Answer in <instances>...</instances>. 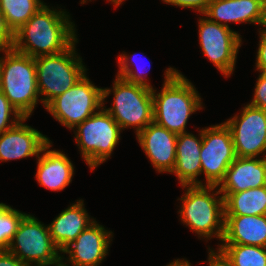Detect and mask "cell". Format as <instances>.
<instances>
[{
	"label": "cell",
	"instance_id": "obj_35",
	"mask_svg": "<svg viewBox=\"0 0 266 266\" xmlns=\"http://www.w3.org/2000/svg\"><path fill=\"white\" fill-rule=\"evenodd\" d=\"M263 28L261 31L266 33V3H265V7H264V18H263V23H262Z\"/></svg>",
	"mask_w": 266,
	"mask_h": 266
},
{
	"label": "cell",
	"instance_id": "obj_3",
	"mask_svg": "<svg viewBox=\"0 0 266 266\" xmlns=\"http://www.w3.org/2000/svg\"><path fill=\"white\" fill-rule=\"evenodd\" d=\"M0 90L23 118H29L40 101L34 58L16 50H1Z\"/></svg>",
	"mask_w": 266,
	"mask_h": 266
},
{
	"label": "cell",
	"instance_id": "obj_15",
	"mask_svg": "<svg viewBox=\"0 0 266 266\" xmlns=\"http://www.w3.org/2000/svg\"><path fill=\"white\" fill-rule=\"evenodd\" d=\"M22 118L14 127L0 134V161L38 157L42 148L50 141L48 137L24 124Z\"/></svg>",
	"mask_w": 266,
	"mask_h": 266
},
{
	"label": "cell",
	"instance_id": "obj_20",
	"mask_svg": "<svg viewBox=\"0 0 266 266\" xmlns=\"http://www.w3.org/2000/svg\"><path fill=\"white\" fill-rule=\"evenodd\" d=\"M222 244L266 247V215H224Z\"/></svg>",
	"mask_w": 266,
	"mask_h": 266
},
{
	"label": "cell",
	"instance_id": "obj_16",
	"mask_svg": "<svg viewBox=\"0 0 266 266\" xmlns=\"http://www.w3.org/2000/svg\"><path fill=\"white\" fill-rule=\"evenodd\" d=\"M218 186L220 193H237L266 186V155L261 159L236 157Z\"/></svg>",
	"mask_w": 266,
	"mask_h": 266
},
{
	"label": "cell",
	"instance_id": "obj_25",
	"mask_svg": "<svg viewBox=\"0 0 266 266\" xmlns=\"http://www.w3.org/2000/svg\"><path fill=\"white\" fill-rule=\"evenodd\" d=\"M11 206L0 203V250H6L18 230L21 220L26 216Z\"/></svg>",
	"mask_w": 266,
	"mask_h": 266
},
{
	"label": "cell",
	"instance_id": "obj_21",
	"mask_svg": "<svg viewBox=\"0 0 266 266\" xmlns=\"http://www.w3.org/2000/svg\"><path fill=\"white\" fill-rule=\"evenodd\" d=\"M83 203L81 199L70 205L48 225L52 241L60 252L95 221L90 219Z\"/></svg>",
	"mask_w": 266,
	"mask_h": 266
},
{
	"label": "cell",
	"instance_id": "obj_27",
	"mask_svg": "<svg viewBox=\"0 0 266 266\" xmlns=\"http://www.w3.org/2000/svg\"><path fill=\"white\" fill-rule=\"evenodd\" d=\"M12 114L14 118L10 121ZM22 118L20 113L10 104L7 97L0 90V134L14 127Z\"/></svg>",
	"mask_w": 266,
	"mask_h": 266
},
{
	"label": "cell",
	"instance_id": "obj_6",
	"mask_svg": "<svg viewBox=\"0 0 266 266\" xmlns=\"http://www.w3.org/2000/svg\"><path fill=\"white\" fill-rule=\"evenodd\" d=\"M112 88L113 90L103 88V105L105 98L113 91V107L105 110L122 130L134 127L137 135L149 123L153 122V89L130 83L118 76H116Z\"/></svg>",
	"mask_w": 266,
	"mask_h": 266
},
{
	"label": "cell",
	"instance_id": "obj_13",
	"mask_svg": "<svg viewBox=\"0 0 266 266\" xmlns=\"http://www.w3.org/2000/svg\"><path fill=\"white\" fill-rule=\"evenodd\" d=\"M112 235L94 221L61 252L69 254L67 261L73 266H99L108 253Z\"/></svg>",
	"mask_w": 266,
	"mask_h": 266
},
{
	"label": "cell",
	"instance_id": "obj_9",
	"mask_svg": "<svg viewBox=\"0 0 266 266\" xmlns=\"http://www.w3.org/2000/svg\"><path fill=\"white\" fill-rule=\"evenodd\" d=\"M103 107V88L92 84L85 74L63 94L54 98L47 111L62 125L74 129Z\"/></svg>",
	"mask_w": 266,
	"mask_h": 266
},
{
	"label": "cell",
	"instance_id": "obj_18",
	"mask_svg": "<svg viewBox=\"0 0 266 266\" xmlns=\"http://www.w3.org/2000/svg\"><path fill=\"white\" fill-rule=\"evenodd\" d=\"M51 143L49 141L42 148L44 153L37 157V173L35 177L40 186L52 191H61L72 181L75 167L64 153L50 150Z\"/></svg>",
	"mask_w": 266,
	"mask_h": 266
},
{
	"label": "cell",
	"instance_id": "obj_30",
	"mask_svg": "<svg viewBox=\"0 0 266 266\" xmlns=\"http://www.w3.org/2000/svg\"><path fill=\"white\" fill-rule=\"evenodd\" d=\"M167 4L176 5L182 8H192L203 14L211 0H162Z\"/></svg>",
	"mask_w": 266,
	"mask_h": 266
},
{
	"label": "cell",
	"instance_id": "obj_24",
	"mask_svg": "<svg viewBox=\"0 0 266 266\" xmlns=\"http://www.w3.org/2000/svg\"><path fill=\"white\" fill-rule=\"evenodd\" d=\"M220 245L219 248L234 266H266V247L240 244Z\"/></svg>",
	"mask_w": 266,
	"mask_h": 266
},
{
	"label": "cell",
	"instance_id": "obj_1",
	"mask_svg": "<svg viewBox=\"0 0 266 266\" xmlns=\"http://www.w3.org/2000/svg\"><path fill=\"white\" fill-rule=\"evenodd\" d=\"M51 9L42 6L14 32V50L35 58L60 53L78 40L67 12Z\"/></svg>",
	"mask_w": 266,
	"mask_h": 266
},
{
	"label": "cell",
	"instance_id": "obj_5",
	"mask_svg": "<svg viewBox=\"0 0 266 266\" xmlns=\"http://www.w3.org/2000/svg\"><path fill=\"white\" fill-rule=\"evenodd\" d=\"M77 42L76 40L60 53L34 58L37 87L44 107L73 87L86 74L87 69L82 63V58L75 53Z\"/></svg>",
	"mask_w": 266,
	"mask_h": 266
},
{
	"label": "cell",
	"instance_id": "obj_22",
	"mask_svg": "<svg viewBox=\"0 0 266 266\" xmlns=\"http://www.w3.org/2000/svg\"><path fill=\"white\" fill-rule=\"evenodd\" d=\"M221 194L224 215H266V186Z\"/></svg>",
	"mask_w": 266,
	"mask_h": 266
},
{
	"label": "cell",
	"instance_id": "obj_37",
	"mask_svg": "<svg viewBox=\"0 0 266 266\" xmlns=\"http://www.w3.org/2000/svg\"><path fill=\"white\" fill-rule=\"evenodd\" d=\"M63 260H64V257H63V255H61V262L58 263V264L55 265V266H68L69 264H66L65 262H63Z\"/></svg>",
	"mask_w": 266,
	"mask_h": 266
},
{
	"label": "cell",
	"instance_id": "obj_32",
	"mask_svg": "<svg viewBox=\"0 0 266 266\" xmlns=\"http://www.w3.org/2000/svg\"><path fill=\"white\" fill-rule=\"evenodd\" d=\"M208 249L210 250L208 252V266H234L232 261L220 248L216 252L210 248Z\"/></svg>",
	"mask_w": 266,
	"mask_h": 266
},
{
	"label": "cell",
	"instance_id": "obj_14",
	"mask_svg": "<svg viewBox=\"0 0 266 266\" xmlns=\"http://www.w3.org/2000/svg\"><path fill=\"white\" fill-rule=\"evenodd\" d=\"M136 136L156 171L171 173L176 161L177 134L153 121Z\"/></svg>",
	"mask_w": 266,
	"mask_h": 266
},
{
	"label": "cell",
	"instance_id": "obj_29",
	"mask_svg": "<svg viewBox=\"0 0 266 266\" xmlns=\"http://www.w3.org/2000/svg\"><path fill=\"white\" fill-rule=\"evenodd\" d=\"M14 45V32L7 25L3 13L0 11V51L12 49Z\"/></svg>",
	"mask_w": 266,
	"mask_h": 266
},
{
	"label": "cell",
	"instance_id": "obj_28",
	"mask_svg": "<svg viewBox=\"0 0 266 266\" xmlns=\"http://www.w3.org/2000/svg\"><path fill=\"white\" fill-rule=\"evenodd\" d=\"M254 96L249 105L266 111V72H261L256 82Z\"/></svg>",
	"mask_w": 266,
	"mask_h": 266
},
{
	"label": "cell",
	"instance_id": "obj_34",
	"mask_svg": "<svg viewBox=\"0 0 266 266\" xmlns=\"http://www.w3.org/2000/svg\"><path fill=\"white\" fill-rule=\"evenodd\" d=\"M167 266H191V265H190V262H188L185 259H183V260L182 259L181 260L177 259V260L169 263V265H167Z\"/></svg>",
	"mask_w": 266,
	"mask_h": 266
},
{
	"label": "cell",
	"instance_id": "obj_10",
	"mask_svg": "<svg viewBox=\"0 0 266 266\" xmlns=\"http://www.w3.org/2000/svg\"><path fill=\"white\" fill-rule=\"evenodd\" d=\"M232 135L225 123L202 129L201 173L207 186H218L236 159Z\"/></svg>",
	"mask_w": 266,
	"mask_h": 266
},
{
	"label": "cell",
	"instance_id": "obj_23",
	"mask_svg": "<svg viewBox=\"0 0 266 266\" xmlns=\"http://www.w3.org/2000/svg\"><path fill=\"white\" fill-rule=\"evenodd\" d=\"M45 4L41 0H0V11L15 32Z\"/></svg>",
	"mask_w": 266,
	"mask_h": 266
},
{
	"label": "cell",
	"instance_id": "obj_36",
	"mask_svg": "<svg viewBox=\"0 0 266 266\" xmlns=\"http://www.w3.org/2000/svg\"><path fill=\"white\" fill-rule=\"evenodd\" d=\"M124 0H111V2L114 4V6H119Z\"/></svg>",
	"mask_w": 266,
	"mask_h": 266
},
{
	"label": "cell",
	"instance_id": "obj_31",
	"mask_svg": "<svg viewBox=\"0 0 266 266\" xmlns=\"http://www.w3.org/2000/svg\"><path fill=\"white\" fill-rule=\"evenodd\" d=\"M260 41L256 57V69L259 72H266V33L259 31Z\"/></svg>",
	"mask_w": 266,
	"mask_h": 266
},
{
	"label": "cell",
	"instance_id": "obj_2",
	"mask_svg": "<svg viewBox=\"0 0 266 266\" xmlns=\"http://www.w3.org/2000/svg\"><path fill=\"white\" fill-rule=\"evenodd\" d=\"M163 88L153 97V121L175 134L187 132L192 113L202 109L201 97L194 85L174 68L165 71Z\"/></svg>",
	"mask_w": 266,
	"mask_h": 266
},
{
	"label": "cell",
	"instance_id": "obj_8",
	"mask_svg": "<svg viewBox=\"0 0 266 266\" xmlns=\"http://www.w3.org/2000/svg\"><path fill=\"white\" fill-rule=\"evenodd\" d=\"M28 266H51L61 262L59 249L50 236L49 227L27 214L6 249Z\"/></svg>",
	"mask_w": 266,
	"mask_h": 266
},
{
	"label": "cell",
	"instance_id": "obj_33",
	"mask_svg": "<svg viewBox=\"0 0 266 266\" xmlns=\"http://www.w3.org/2000/svg\"><path fill=\"white\" fill-rule=\"evenodd\" d=\"M0 266H28L7 250H0Z\"/></svg>",
	"mask_w": 266,
	"mask_h": 266
},
{
	"label": "cell",
	"instance_id": "obj_19",
	"mask_svg": "<svg viewBox=\"0 0 266 266\" xmlns=\"http://www.w3.org/2000/svg\"><path fill=\"white\" fill-rule=\"evenodd\" d=\"M200 138L192 133L177 134L176 161L171 173H175L181 186L203 185L197 176L201 174L200 150L202 146V130Z\"/></svg>",
	"mask_w": 266,
	"mask_h": 266
},
{
	"label": "cell",
	"instance_id": "obj_38",
	"mask_svg": "<svg viewBox=\"0 0 266 266\" xmlns=\"http://www.w3.org/2000/svg\"><path fill=\"white\" fill-rule=\"evenodd\" d=\"M86 1H87V0H82V1H81V4L86 3ZM108 1L110 2L111 0H108Z\"/></svg>",
	"mask_w": 266,
	"mask_h": 266
},
{
	"label": "cell",
	"instance_id": "obj_17",
	"mask_svg": "<svg viewBox=\"0 0 266 266\" xmlns=\"http://www.w3.org/2000/svg\"><path fill=\"white\" fill-rule=\"evenodd\" d=\"M265 3L266 0H211L203 15L227 27L228 22L262 26Z\"/></svg>",
	"mask_w": 266,
	"mask_h": 266
},
{
	"label": "cell",
	"instance_id": "obj_12",
	"mask_svg": "<svg viewBox=\"0 0 266 266\" xmlns=\"http://www.w3.org/2000/svg\"><path fill=\"white\" fill-rule=\"evenodd\" d=\"M242 113L224 122L229 128L237 157L256 158L266 151V111L249 104Z\"/></svg>",
	"mask_w": 266,
	"mask_h": 266
},
{
	"label": "cell",
	"instance_id": "obj_11",
	"mask_svg": "<svg viewBox=\"0 0 266 266\" xmlns=\"http://www.w3.org/2000/svg\"><path fill=\"white\" fill-rule=\"evenodd\" d=\"M199 43L203 54L225 76H230L241 47V37L230 27L210 21L206 16L199 19Z\"/></svg>",
	"mask_w": 266,
	"mask_h": 266
},
{
	"label": "cell",
	"instance_id": "obj_7",
	"mask_svg": "<svg viewBox=\"0 0 266 266\" xmlns=\"http://www.w3.org/2000/svg\"><path fill=\"white\" fill-rule=\"evenodd\" d=\"M104 107L78 124L77 132L74 131L82 157L92 171L111 156L122 130Z\"/></svg>",
	"mask_w": 266,
	"mask_h": 266
},
{
	"label": "cell",
	"instance_id": "obj_4",
	"mask_svg": "<svg viewBox=\"0 0 266 266\" xmlns=\"http://www.w3.org/2000/svg\"><path fill=\"white\" fill-rule=\"evenodd\" d=\"M186 192L180 199L181 221L204 239L218 238L224 235V198L218 186L194 185L182 186ZM215 189V193L213 192ZM212 192V193H211ZM220 196H217V195ZM217 196V197H216ZM214 235V236H213Z\"/></svg>",
	"mask_w": 266,
	"mask_h": 266
},
{
	"label": "cell",
	"instance_id": "obj_26",
	"mask_svg": "<svg viewBox=\"0 0 266 266\" xmlns=\"http://www.w3.org/2000/svg\"><path fill=\"white\" fill-rule=\"evenodd\" d=\"M133 54H134V56H136V55L138 56V54H135V53H133ZM128 56L129 55H127L125 53L119 55L118 65H119L120 70L118 71L117 76L123 78L124 80H126L130 83L143 85V86H146L148 88L153 89L152 85H150V83L148 84V82L145 78V75L142 76L143 73L141 72V70L139 68H137V70L136 69L134 70L131 68L132 63L130 62V60H129L130 57H128ZM133 65L135 66L136 62Z\"/></svg>",
	"mask_w": 266,
	"mask_h": 266
}]
</instances>
